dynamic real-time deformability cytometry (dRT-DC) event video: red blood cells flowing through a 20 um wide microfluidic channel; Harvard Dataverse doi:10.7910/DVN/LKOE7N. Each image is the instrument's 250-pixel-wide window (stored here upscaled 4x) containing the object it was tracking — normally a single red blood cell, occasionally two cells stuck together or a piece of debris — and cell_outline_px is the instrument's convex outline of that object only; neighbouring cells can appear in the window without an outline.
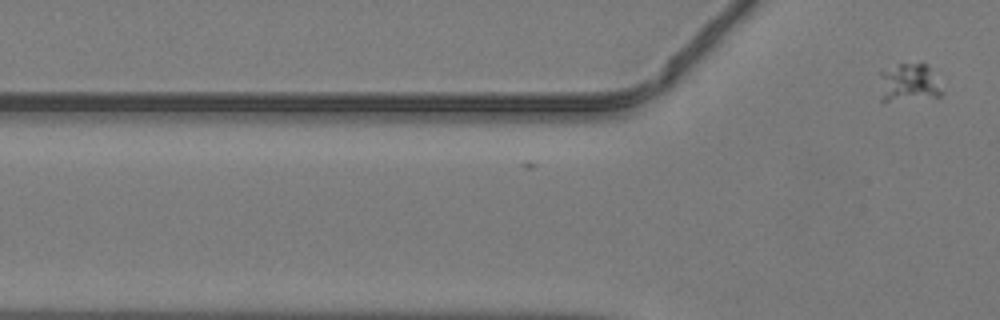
{"species": "common noctule bat (a hibernating species)", "species_latin": "Nyctalus noctula", "temperature_condition": "warm", "stored_images_in_passage": 6, "camera_frame_rate_fps": 3000, "um_per_image_px": 0.085, "animal": {"sex": "male", "body_mass_g": 19.2, "forearm_length_mm": 51.8}, "frame": {"image": 1, "passage_image": 6, "time_ms": 1.667, "image_size_px": [1000, 320], "cell_outline_px": [[944, 92], [940, 96], [888, 100], [880, 100], [880, 72], [900, 64], [928, 64]], "centroid_in_image_um": [77.26, 7.02], "position_along_channel_um": 48.5, "area_um2": 13.53}}